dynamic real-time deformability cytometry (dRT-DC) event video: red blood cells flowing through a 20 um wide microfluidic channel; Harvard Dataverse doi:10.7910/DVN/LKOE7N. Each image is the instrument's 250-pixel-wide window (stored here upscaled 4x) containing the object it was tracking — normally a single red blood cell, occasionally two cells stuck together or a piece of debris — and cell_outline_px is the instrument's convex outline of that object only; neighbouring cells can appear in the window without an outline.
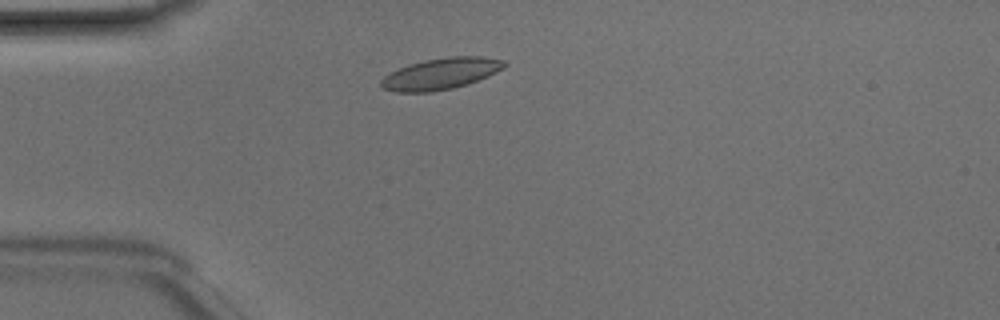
{"species": "Egyptian fruit bat (a non-hibernating species)", "species_latin": "Rousettus aegyptiacus", "temperature_condition": "room temperature", "stored_images_in_passage": 36, "camera_frame_rate_fps": 3000, "um_per_image_px": 0.085, "animal": {"sex": "male"}, "frame": {"image": 1, "passage_image": 1, "time_ms": 0.0, "image_size_px": [1000, 320], "cell_outline_px": [[508, 64], [504, 68], [488, 76], [452, 88], [432, 92], [396, 92], [384, 88], [380, 84], [380, 80], [384, 76], [400, 68], [424, 60], [448, 56], [484, 56], [504, 60]], "centroid_in_image_um": [37.5, 6.25], "position_along_channel_um": 47.5, "area_um2": 22.31}}
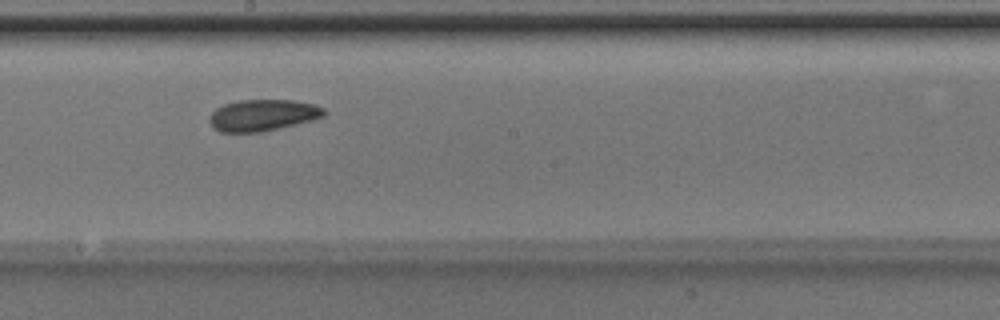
{"frame": {"image": 2, "passage_image": 15, "time_ms": 4.667, "image_size_px": [1000, 320], "cell_outline_px": [[324, 116], [312, 120], [260, 132], [220, 132], [212, 128], [208, 120], [212, 112], [216, 108], [224, 104], [240, 100], [292, 100], [316, 104], [324, 108]], "centroid_in_image_um": [22.3, 9.79], "position_along_channel_um": 225.9, "area_um2": 20.98}}
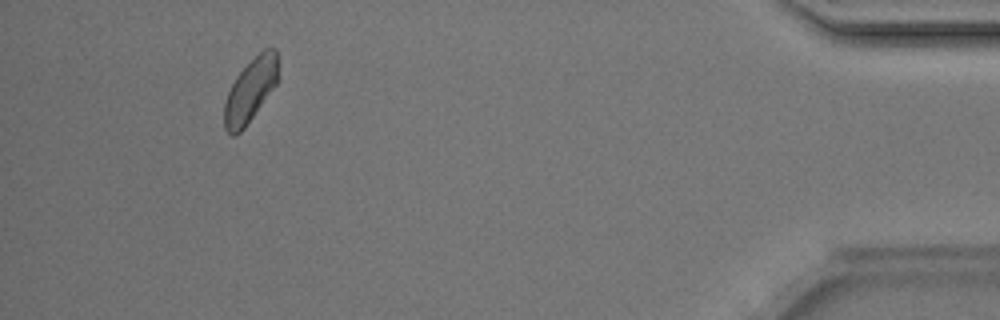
{"frame": {"image": 3, "passage_image": 33, "time_ms": 10.667, "image_size_px": [1000, 320], "cell_outline_px": [[276, 84], [244, 128], [236, 136], [232, 136], [224, 128], [224, 104], [228, 92], [236, 76], [264, 48], [276, 48]], "centroid_in_image_um": [21.24, 7.72], "position_along_channel_um": 414.0, "area_um2": 19.31}, "authors_computed_cell_mechanics": {"area_um2": 20.7213, "velocity_mm_per_s": 4.1868, "shape_relaxation_time_tau1_ms": 6.6162, "shape_relaxation_time_tau2_ms": 4.7017, "deformation_change_tau1": 0.0943, "deformation_change_tau2": 0.0923}}